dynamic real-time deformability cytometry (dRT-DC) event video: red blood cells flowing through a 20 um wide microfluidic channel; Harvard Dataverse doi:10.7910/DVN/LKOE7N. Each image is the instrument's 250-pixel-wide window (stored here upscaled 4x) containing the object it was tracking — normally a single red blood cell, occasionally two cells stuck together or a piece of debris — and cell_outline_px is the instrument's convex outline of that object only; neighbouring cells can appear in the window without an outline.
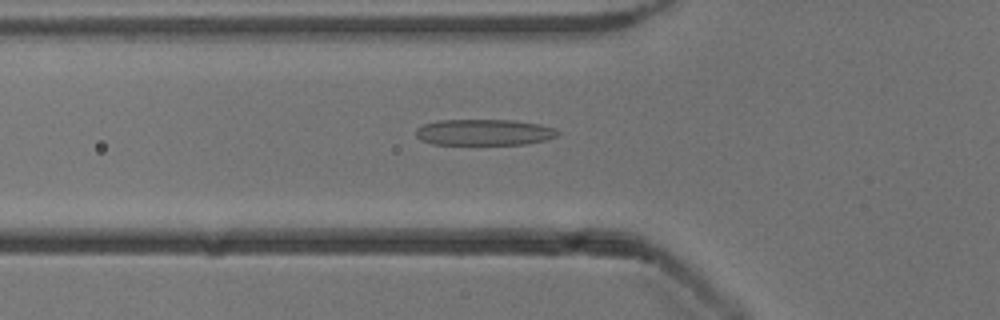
{"species": "common noctule bat (a hibernating species)", "species_latin": "Nyctalus noctula", "temperature_condition": "cold", "stored_images_in_passage": 52, "camera_frame_rate_fps": 3000, "um_per_image_px": 0.085, "animal": {"sex": "male", "body_mass_g": 13.3}, "frame": {"image": 1, "passage_image": 18, "time_ms": 5.667, "image_size_px": [1000, 320], "cell_outline_px": [[560, 132], [556, 136], [548, 140], [524, 144], [432, 144], [420, 140], [416, 136], [416, 128], [424, 124], [440, 120], [516, 120], [540, 124], [556, 128]], "centroid_in_image_um": [41.18, 11.24], "position_along_channel_um": 84.6, "area_um2": 21.73}}
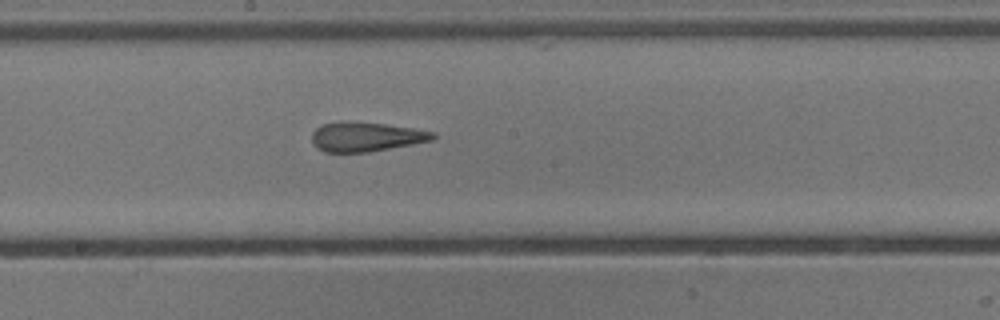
{"frame": {"image": 2, "passage_image": 28, "time_ms": 9.0, "image_size_px": [1000, 320], "cell_outline_px": [[436, 136], [432, 140], [412, 144], [368, 152], [324, 152], [316, 148], [312, 140], [312, 132], [320, 124], [340, 120], [348, 120], [384, 124], [412, 128], [436, 132]], "centroid_in_image_um": [31.06, 11.6], "position_along_channel_um": 217.1, "area_um2": 20.98}}
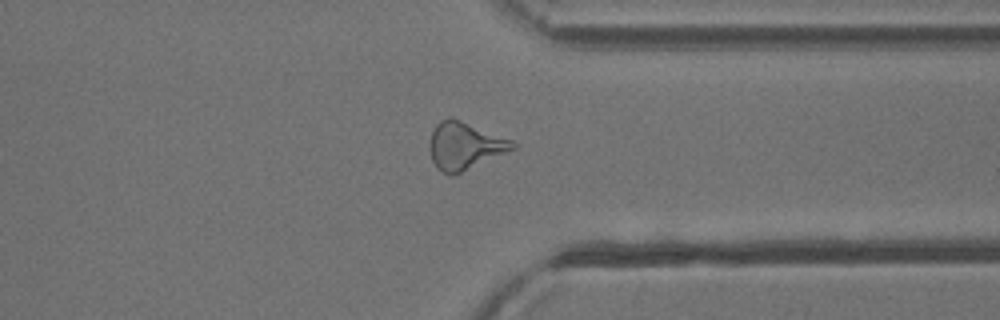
{"frame": {"image": 3, "passage_image": 40, "time_ms": 13.0, "image_size_px": [1000, 320], "cell_outline_px": [[520, 144], [516, 148], [452, 176], [448, 176], [440, 172], [436, 168], [432, 160], [428, 148], [428, 144], [432, 132], [436, 124], [440, 120], [448, 116], [452, 116], [512, 140]], "centroid_in_image_um": [39.47, 12.39], "position_along_channel_um": 371.9, "area_um2": 23.29}, "authors_computed_cell_mechanics": {"area_um2": 22.3397, "velocity_mm_per_s": 3.9397, "shape_relaxation_time_tau1_ms": 6.6126, "shape_relaxation_time_tau2_ms": 1.7005, "deformation_change_tau1": 0.2095, "deformation_change_tau2": 0.1314}}